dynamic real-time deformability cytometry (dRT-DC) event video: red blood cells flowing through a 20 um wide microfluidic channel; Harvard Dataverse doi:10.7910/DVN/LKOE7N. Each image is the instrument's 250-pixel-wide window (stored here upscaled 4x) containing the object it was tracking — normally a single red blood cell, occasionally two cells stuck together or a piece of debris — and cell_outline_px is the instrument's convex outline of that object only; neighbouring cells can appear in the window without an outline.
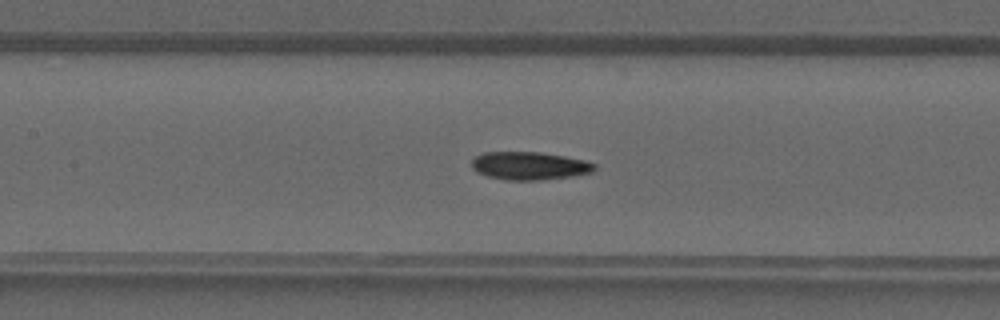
{"species": "common noctule bat (a hibernating species)", "species_latin": "Nyctalus noctula", "temperature_condition": "warm", "stored_images_in_passage": 41, "camera_frame_rate_fps": 3000, "um_per_image_px": 0.085, "animal": {"sex": "male", "forearm_length_mm": 52.5}, "frame": {"image": 1, "passage_image": 19, "time_ms": 6.0, "image_size_px": [1000, 320], "cell_outline_px": [[596, 168], [592, 172], [572, 176], [540, 180], [508, 180], [488, 176], [476, 172], [472, 168], [472, 160], [476, 156], [484, 152], [540, 152], [564, 156], [584, 160], [596, 164]], "centroid_in_image_um": [45.0, 14.09], "position_along_channel_um": 162.4, "area_um2": 20.0}}
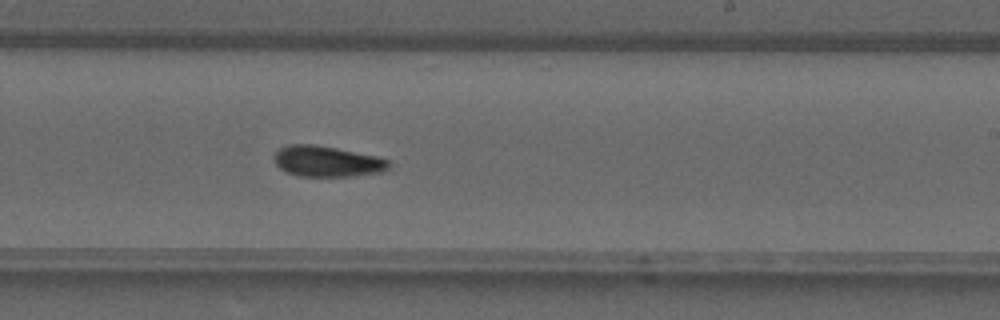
{"frame": {"image": 2, "passage_image": 25, "time_ms": 8.0, "image_size_px": [1000, 320], "cell_outline_px": [[392, 164], [388, 168], [380, 172], [348, 176], [300, 176], [288, 172], [280, 168], [276, 164], [272, 156], [280, 148], [288, 144], [316, 144], [376, 156], [388, 160]], "centroid_in_image_um": [27.77, 13.7], "position_along_channel_um": 261.2, "area_um2": 20.46}}
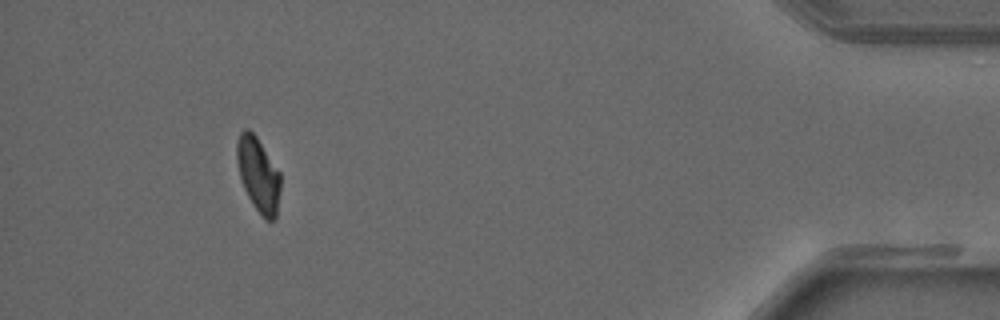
{"frame": {"image": 3, "passage_image": 38, "time_ms": 12.333, "image_size_px": [1000, 320], "cell_outline_px": [[280, 188], [276, 216], [272, 220], [264, 220], [252, 204], [244, 188], [240, 176], [236, 160], [236, 140], [240, 132], [244, 128], [248, 128], [256, 136], [280, 172]], "centroid_in_image_um": [21.94, 14.82], "position_along_channel_um": 413.3, "area_um2": 18.96}}